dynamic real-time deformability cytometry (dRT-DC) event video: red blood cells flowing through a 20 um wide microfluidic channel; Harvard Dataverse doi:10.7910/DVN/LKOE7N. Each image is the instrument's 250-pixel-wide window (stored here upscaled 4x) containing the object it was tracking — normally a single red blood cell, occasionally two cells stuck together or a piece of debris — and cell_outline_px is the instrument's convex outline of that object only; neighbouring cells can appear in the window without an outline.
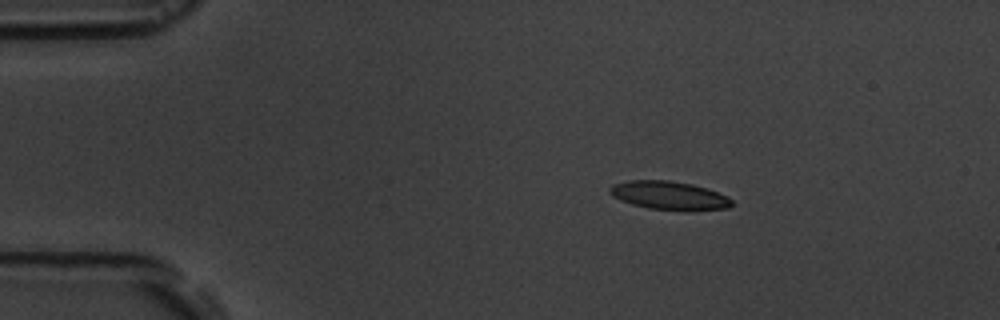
{"species": "common noctule bat (a hibernating species)", "species_latin": "Nyctalus noctula", "temperature_condition": "room temperature", "stored_images_in_passage": 4, "camera_frame_rate_fps": 3000, "um_per_image_px": 0.085, "animal": {"sex": "male", "body_mass_g": 19.5, "forearm_length_mm": 54.6}, "frame": {"image": 1, "passage_image": 2, "time_ms": 1.0, "image_size_px": [1000, 320], "cell_outline_px": [[732, 204], [728, 208], [688, 212], [684, 212], [648, 208], [632, 204], [620, 200], [612, 196], [608, 192], [608, 188], [612, 184], [628, 180], [668, 180], [692, 184], [728, 196], [732, 200]], "centroid_in_image_um": [56.86, 16.63], "position_along_channel_um": 28.1, "area_um2": 20.63}}